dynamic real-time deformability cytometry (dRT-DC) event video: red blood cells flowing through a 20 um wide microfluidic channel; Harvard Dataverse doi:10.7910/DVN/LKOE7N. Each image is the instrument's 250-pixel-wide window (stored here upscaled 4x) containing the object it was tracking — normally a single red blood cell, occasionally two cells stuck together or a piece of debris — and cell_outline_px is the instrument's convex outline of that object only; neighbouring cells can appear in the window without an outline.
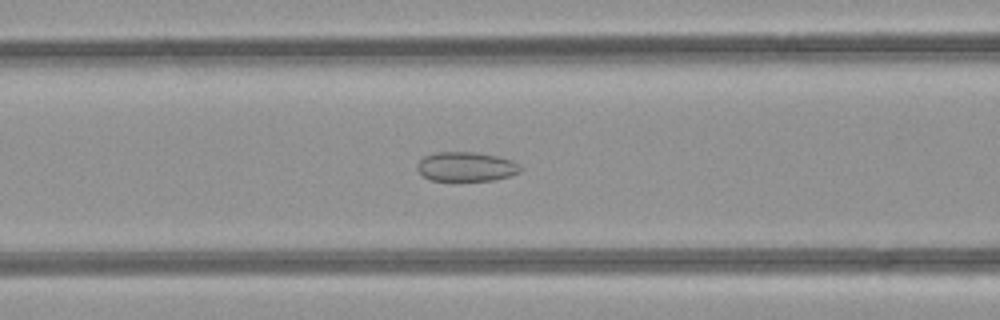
{"species": "common noctule bat (a hibernating species)", "species_latin": "Nyctalus noctula", "temperature_condition": "room temperature", "stored_images_in_passage": 48, "camera_frame_rate_fps": 3000, "um_per_image_px": 0.085, "animal": {"sex": "female", "body_mass_g": 21.9}, "frame": {"image": 1, "passage_image": 19, "time_ms": 6.0, "image_size_px": [1000, 320], "cell_outline_px": [[524, 168], [520, 172], [512, 176], [492, 180], [432, 180], [424, 176], [416, 168], [416, 164], [424, 156], [436, 152], [476, 152], [496, 156], [512, 160], [520, 164]], "centroid_in_image_um": [39.66, 14.16], "position_along_channel_um": 126.9, "area_um2": 17.74}}
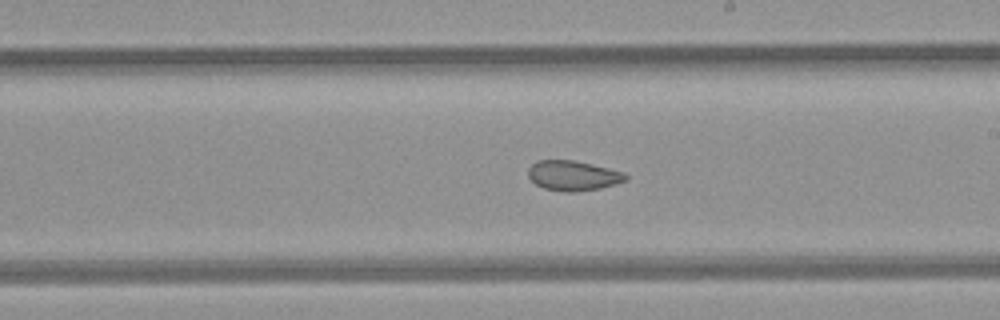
{"frame": {"image": 2, "passage_image": 27, "time_ms": 8.667, "image_size_px": [1000, 320], "cell_outline_px": [[628, 180], [600, 188], [576, 192], [564, 192], [544, 188], [536, 184], [528, 176], [528, 168], [536, 160], [576, 160], [624, 172], [628, 176]], "centroid_in_image_um": [48.71, 14.92], "position_along_channel_um": 240.3, "area_um2": 17.11}}
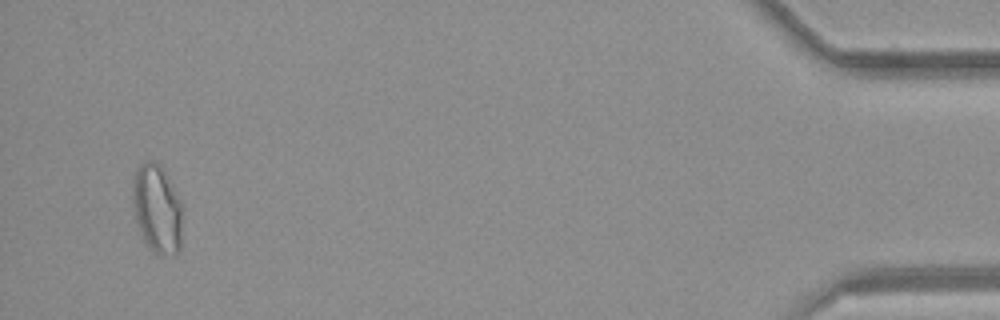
{"frame": {"image": 3, "passage_image": 46, "time_ms": 15.0, "image_size_px": [1000, 320], "cell_outline_px": [[184, 212], [180, 252], [172, 256], [164, 256], [156, 252], [144, 244], [136, 220], [132, 204], [132, 188], [136, 172], [140, 164], [144, 160], [152, 160], [164, 168], [184, 208]], "centroid_in_image_um": [13.39, 17.78], "position_along_channel_um": 421.8, "area_um2": 26.53}, "authors_computed_cell_mechanics": {"area_um2": 21.1548, "velocity_mm_per_s": 4.2554, "shape_relaxation_time_tau1_ms": null, "shape_relaxation_time_tau2_ms": 2.0003, "deformation_change_tau1": null, "deformation_change_tau2": 0.0612}}